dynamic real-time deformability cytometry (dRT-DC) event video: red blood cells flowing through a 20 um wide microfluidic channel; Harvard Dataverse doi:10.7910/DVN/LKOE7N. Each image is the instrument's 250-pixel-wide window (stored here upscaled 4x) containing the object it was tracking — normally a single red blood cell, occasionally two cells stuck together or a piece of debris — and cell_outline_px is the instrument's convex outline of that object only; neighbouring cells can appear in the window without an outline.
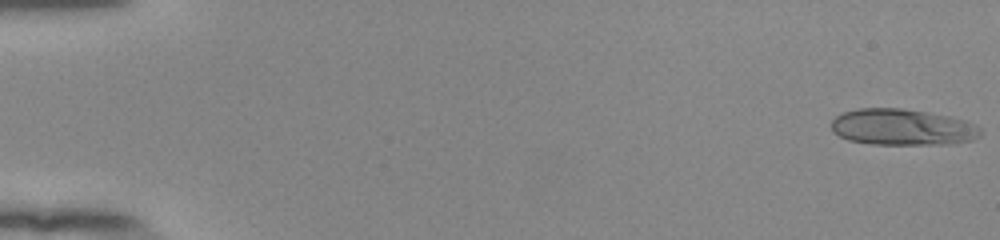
{"species": "human", "species_latin": "Homo sapiens", "temperature_condition": "room temperature", "stored_images_in_passage": 53, "camera_frame_rate_fps": 3000, "um_per_image_px": 0.085, "donor": {"sex": "female"}, "frame": {"image": 1, "passage_image": 1, "time_ms": 0.0, "image_size_px": [1000, 240], "cell_outline_px": [[980, 136], [972, 140], [948, 144], [872, 144], [848, 140], [832, 132], [832, 120], [836, 116], [844, 112], [856, 108], [900, 108], [928, 112], [968, 120], [976, 124], [980, 128]], "centroid_in_image_um": [76.71, 10.8], "position_along_channel_um": 8.3, "area_um2": 31.67}}
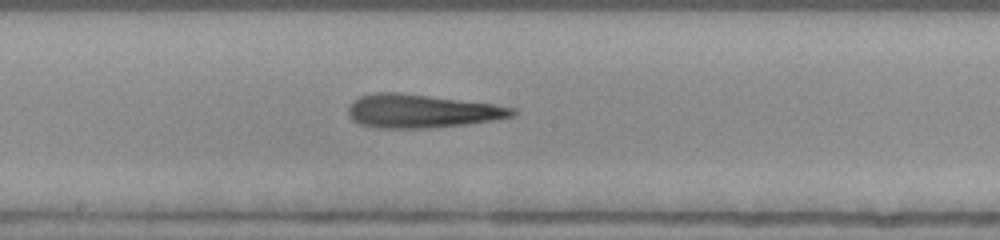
{"frame": {"image": 2, "passage_image": 30, "time_ms": 9.667, "image_size_px": [1000, 240], "cell_outline_px": [[516, 112], [512, 116], [496, 120], [468, 124], [424, 128], [376, 128], [360, 124], [352, 120], [348, 112], [348, 108], [352, 100], [360, 96], [372, 92], [400, 92], [492, 104], [516, 108]], "centroid_in_image_um": [35.79, 9.44], "position_along_channel_um": 212.4, "area_um2": 32.08}}
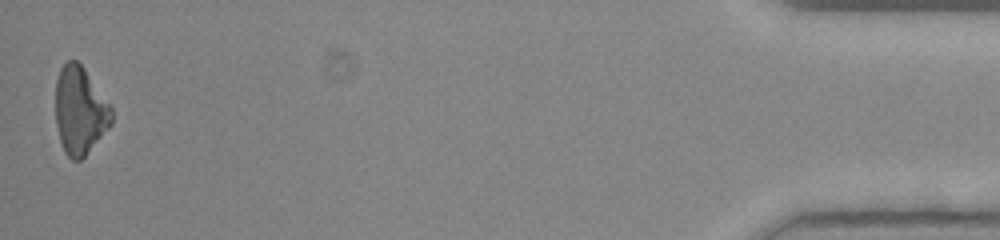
{"frame": {"image": 3, "passage_image": 53, "time_ms": 17.333, "image_size_px": [1000, 240], "cell_outline_px": [[112, 124], [84, 156], [80, 160], [72, 160], [64, 152], [60, 144], [56, 124], [56, 80], [60, 68], [68, 60], [76, 60], [84, 68], [112, 108]], "centroid_in_image_um": [6.78, 9.41], "position_along_channel_um": 428.4, "area_um2": 28.5}, "authors_computed_cell_mechanics": {"area_um2": 31.3276, "velocity_mm_per_s": 3.9339, "shape_relaxation_time_tau1_ms": 4.5619, "shape_relaxation_time_tau2_ms": 4.7458, "deformation_change_tau1": 0.1811, "deformation_change_tau2": 0.1906}}